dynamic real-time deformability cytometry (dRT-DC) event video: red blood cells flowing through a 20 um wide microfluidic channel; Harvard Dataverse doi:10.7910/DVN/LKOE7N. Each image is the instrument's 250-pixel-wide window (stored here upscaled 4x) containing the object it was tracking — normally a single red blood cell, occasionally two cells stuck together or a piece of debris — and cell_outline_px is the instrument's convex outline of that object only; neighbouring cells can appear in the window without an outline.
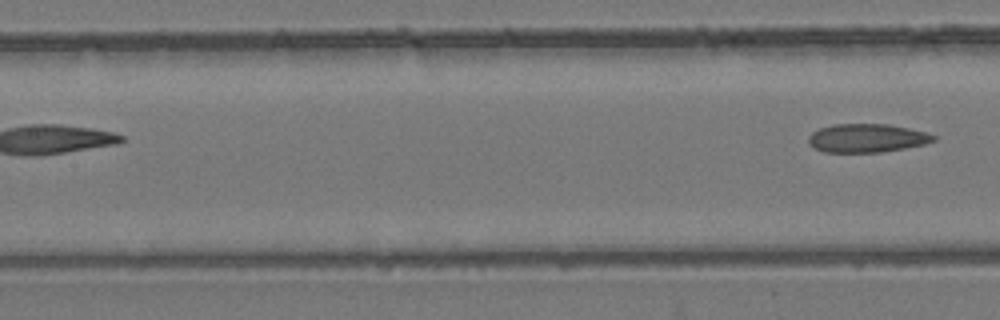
{"species": "common noctule bat (a hibernating species)", "species_latin": "Nyctalus noctula", "temperature_condition": "room temperature", "stored_images_in_passage": 9, "segment_of_instrument_passage": [2, 2], "camera_frame_rate_fps": 3000, "um_per_image_px": 0.085, "animal": {"sex": "female", "body_mass_g": 24.6, "forearm_length_mm": 56.2}, "frame": {"image": 1, "passage_image": 9, "time_ms": 2.667, "image_size_px": [1000, 320], "cell_outline_px": [[936, 140], [924, 144], [904, 148], [880, 152], [824, 152], [816, 148], [808, 140], [808, 136], [812, 132], [820, 128], [832, 124], [888, 124], [928, 132], [936, 136]], "centroid_in_image_um": [73.71, 11.73], "position_along_channel_um": 133.7, "area_um2": 20.69}}